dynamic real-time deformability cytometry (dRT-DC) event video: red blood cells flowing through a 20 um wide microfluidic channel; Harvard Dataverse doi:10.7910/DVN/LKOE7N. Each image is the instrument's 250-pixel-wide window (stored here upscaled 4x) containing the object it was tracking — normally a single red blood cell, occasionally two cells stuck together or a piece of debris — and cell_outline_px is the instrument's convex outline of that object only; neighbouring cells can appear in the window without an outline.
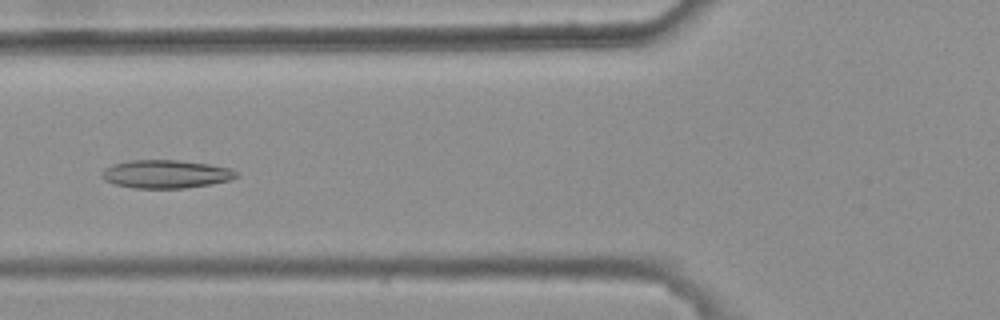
{"species": "common noctule bat (a hibernating species)", "species_latin": "Nyctalus noctula", "temperature_condition": "warm", "stored_images_in_passage": 6, "camera_frame_rate_fps": 3000, "um_per_image_px": 0.085, "animal": {"sex": "female", "body_mass_g": 25.1}, "frame": {"image": 1, "passage_image": 6, "time_ms": 1.667, "image_size_px": [1000, 320], "cell_outline_px": [[240, 176], [232, 180], [212, 184], [184, 188], [136, 188], [116, 184], [104, 180], [100, 176], [104, 168], [112, 164], [132, 160], [176, 160], [208, 164], [228, 168], [236, 172]], "centroid_in_image_um": [14.1, 14.8], "position_along_channel_um": 111.7, "area_um2": 22.08}}